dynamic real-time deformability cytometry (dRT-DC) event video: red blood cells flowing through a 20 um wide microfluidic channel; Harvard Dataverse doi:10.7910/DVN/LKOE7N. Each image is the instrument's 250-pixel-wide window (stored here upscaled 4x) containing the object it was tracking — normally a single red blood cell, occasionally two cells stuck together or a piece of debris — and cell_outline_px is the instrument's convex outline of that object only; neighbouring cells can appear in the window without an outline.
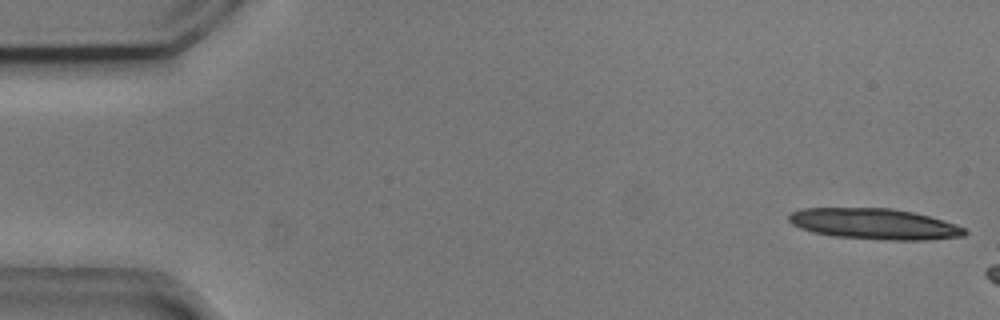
{"species": "common noctule bat (a hibernating species)", "species_latin": "Nyctalus noctula", "temperature_condition": "cold", "stored_images_in_passage": 7, "camera_frame_rate_fps": 3000, "um_per_image_px": 0.085, "animal": {"sex": "male", "body_mass_g": 20.5, "forearm_length_mm": 52.5}, "frame": {"image": 1, "passage_image": 1, "time_ms": 0.0, "image_size_px": [1000, 320], "cell_outline_px": [[968, 232], [964, 236], [928, 240], [880, 240], [832, 236], [812, 232], [800, 228], [792, 224], [788, 220], [788, 216], [792, 212], [804, 208], [892, 208], [912, 212], [928, 216], [956, 224], [964, 228]], "centroid_in_image_um": [74.32, 19.04], "position_along_channel_um": 10.7, "area_um2": 31.73}}